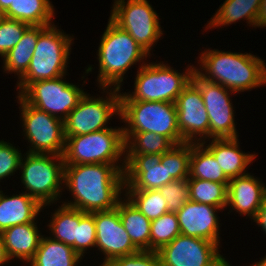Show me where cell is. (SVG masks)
<instances>
[{"label":"cell","mask_w":266,"mask_h":266,"mask_svg":"<svg viewBox=\"0 0 266 266\" xmlns=\"http://www.w3.org/2000/svg\"><path fill=\"white\" fill-rule=\"evenodd\" d=\"M187 180L191 201L226 209L228 183H217L198 178H187Z\"/></svg>","instance_id":"cell-31"},{"label":"cell","mask_w":266,"mask_h":266,"mask_svg":"<svg viewBox=\"0 0 266 266\" xmlns=\"http://www.w3.org/2000/svg\"><path fill=\"white\" fill-rule=\"evenodd\" d=\"M15 98L20 109L21 133L29 143L26 152L63 156L66 141L64 121L27 104L19 95Z\"/></svg>","instance_id":"cell-11"},{"label":"cell","mask_w":266,"mask_h":266,"mask_svg":"<svg viewBox=\"0 0 266 266\" xmlns=\"http://www.w3.org/2000/svg\"><path fill=\"white\" fill-rule=\"evenodd\" d=\"M148 0H114L109 19L131 37L150 56L164 35L159 13Z\"/></svg>","instance_id":"cell-9"},{"label":"cell","mask_w":266,"mask_h":266,"mask_svg":"<svg viewBox=\"0 0 266 266\" xmlns=\"http://www.w3.org/2000/svg\"><path fill=\"white\" fill-rule=\"evenodd\" d=\"M248 266H266V255L264 257H261L259 262L256 261L254 264H250Z\"/></svg>","instance_id":"cell-44"},{"label":"cell","mask_w":266,"mask_h":266,"mask_svg":"<svg viewBox=\"0 0 266 266\" xmlns=\"http://www.w3.org/2000/svg\"><path fill=\"white\" fill-rule=\"evenodd\" d=\"M266 27V0H261V4L256 17V28Z\"/></svg>","instance_id":"cell-41"},{"label":"cell","mask_w":266,"mask_h":266,"mask_svg":"<svg viewBox=\"0 0 266 266\" xmlns=\"http://www.w3.org/2000/svg\"><path fill=\"white\" fill-rule=\"evenodd\" d=\"M125 155L163 154L174 144L152 132H124Z\"/></svg>","instance_id":"cell-30"},{"label":"cell","mask_w":266,"mask_h":266,"mask_svg":"<svg viewBox=\"0 0 266 266\" xmlns=\"http://www.w3.org/2000/svg\"><path fill=\"white\" fill-rule=\"evenodd\" d=\"M261 0H225L205 24L204 31L216 27L229 26L238 21L246 20L247 26L256 29V17Z\"/></svg>","instance_id":"cell-23"},{"label":"cell","mask_w":266,"mask_h":266,"mask_svg":"<svg viewBox=\"0 0 266 266\" xmlns=\"http://www.w3.org/2000/svg\"><path fill=\"white\" fill-rule=\"evenodd\" d=\"M123 132H152L167 137L174 145L183 143L177 109L171 102L120 101Z\"/></svg>","instance_id":"cell-8"},{"label":"cell","mask_w":266,"mask_h":266,"mask_svg":"<svg viewBox=\"0 0 266 266\" xmlns=\"http://www.w3.org/2000/svg\"><path fill=\"white\" fill-rule=\"evenodd\" d=\"M54 5L50 0H14L2 16L30 26H50L54 23Z\"/></svg>","instance_id":"cell-25"},{"label":"cell","mask_w":266,"mask_h":266,"mask_svg":"<svg viewBox=\"0 0 266 266\" xmlns=\"http://www.w3.org/2000/svg\"><path fill=\"white\" fill-rule=\"evenodd\" d=\"M96 53L99 63L96 84L99 88L122 89L126 76L124 74L129 68L137 63L141 67L147 63V58H150L128 32L120 29L110 19L100 38Z\"/></svg>","instance_id":"cell-3"},{"label":"cell","mask_w":266,"mask_h":266,"mask_svg":"<svg viewBox=\"0 0 266 266\" xmlns=\"http://www.w3.org/2000/svg\"><path fill=\"white\" fill-rule=\"evenodd\" d=\"M178 127L183 142L209 139V117L198 86L191 80L175 101Z\"/></svg>","instance_id":"cell-15"},{"label":"cell","mask_w":266,"mask_h":266,"mask_svg":"<svg viewBox=\"0 0 266 266\" xmlns=\"http://www.w3.org/2000/svg\"><path fill=\"white\" fill-rule=\"evenodd\" d=\"M21 192L9 196L0 189V233L15 225L38 221V215L44 212L37 200Z\"/></svg>","instance_id":"cell-22"},{"label":"cell","mask_w":266,"mask_h":266,"mask_svg":"<svg viewBox=\"0 0 266 266\" xmlns=\"http://www.w3.org/2000/svg\"><path fill=\"white\" fill-rule=\"evenodd\" d=\"M125 164L64 165L63 189L72 195L62 204L86 213L116 208L124 196Z\"/></svg>","instance_id":"cell-1"},{"label":"cell","mask_w":266,"mask_h":266,"mask_svg":"<svg viewBox=\"0 0 266 266\" xmlns=\"http://www.w3.org/2000/svg\"><path fill=\"white\" fill-rule=\"evenodd\" d=\"M58 28V29H57ZM74 35L66 34L57 25L48 26L39 36L26 73L17 80L19 95L30 83L59 78L67 74Z\"/></svg>","instance_id":"cell-5"},{"label":"cell","mask_w":266,"mask_h":266,"mask_svg":"<svg viewBox=\"0 0 266 266\" xmlns=\"http://www.w3.org/2000/svg\"><path fill=\"white\" fill-rule=\"evenodd\" d=\"M252 220L256 223V225H258V227H261L260 230L265 232L264 234L266 235V199L258 209L256 216Z\"/></svg>","instance_id":"cell-40"},{"label":"cell","mask_w":266,"mask_h":266,"mask_svg":"<svg viewBox=\"0 0 266 266\" xmlns=\"http://www.w3.org/2000/svg\"><path fill=\"white\" fill-rule=\"evenodd\" d=\"M225 266H232V264H229V262Z\"/></svg>","instance_id":"cell-45"},{"label":"cell","mask_w":266,"mask_h":266,"mask_svg":"<svg viewBox=\"0 0 266 266\" xmlns=\"http://www.w3.org/2000/svg\"><path fill=\"white\" fill-rule=\"evenodd\" d=\"M94 220L96 228L95 248L100 251L101 255H104L103 262L99 266H103L109 260L140 251L125 230L116 208L94 212Z\"/></svg>","instance_id":"cell-17"},{"label":"cell","mask_w":266,"mask_h":266,"mask_svg":"<svg viewBox=\"0 0 266 266\" xmlns=\"http://www.w3.org/2000/svg\"><path fill=\"white\" fill-rule=\"evenodd\" d=\"M165 61L147 62L137 69L134 91L121 92L120 101H149L175 103L179 94L192 80L194 64L181 72Z\"/></svg>","instance_id":"cell-4"},{"label":"cell","mask_w":266,"mask_h":266,"mask_svg":"<svg viewBox=\"0 0 266 266\" xmlns=\"http://www.w3.org/2000/svg\"><path fill=\"white\" fill-rule=\"evenodd\" d=\"M23 153L9 141L0 140V182L6 177L11 178L20 168ZM1 186V185H0Z\"/></svg>","instance_id":"cell-38"},{"label":"cell","mask_w":266,"mask_h":266,"mask_svg":"<svg viewBox=\"0 0 266 266\" xmlns=\"http://www.w3.org/2000/svg\"><path fill=\"white\" fill-rule=\"evenodd\" d=\"M30 27L24 22L2 16L0 18V57L1 59L20 41Z\"/></svg>","instance_id":"cell-36"},{"label":"cell","mask_w":266,"mask_h":266,"mask_svg":"<svg viewBox=\"0 0 266 266\" xmlns=\"http://www.w3.org/2000/svg\"><path fill=\"white\" fill-rule=\"evenodd\" d=\"M265 199L266 185L252 173L230 179L226 206L230 213L236 211L240 216L253 219Z\"/></svg>","instance_id":"cell-19"},{"label":"cell","mask_w":266,"mask_h":266,"mask_svg":"<svg viewBox=\"0 0 266 266\" xmlns=\"http://www.w3.org/2000/svg\"><path fill=\"white\" fill-rule=\"evenodd\" d=\"M19 170L21 186L43 206V210L46 206L53 207L57 201L61 203L64 191L63 156L26 152L22 155Z\"/></svg>","instance_id":"cell-6"},{"label":"cell","mask_w":266,"mask_h":266,"mask_svg":"<svg viewBox=\"0 0 266 266\" xmlns=\"http://www.w3.org/2000/svg\"><path fill=\"white\" fill-rule=\"evenodd\" d=\"M66 76L32 82L19 96L27 104L64 121L86 94L83 87L67 82Z\"/></svg>","instance_id":"cell-12"},{"label":"cell","mask_w":266,"mask_h":266,"mask_svg":"<svg viewBox=\"0 0 266 266\" xmlns=\"http://www.w3.org/2000/svg\"><path fill=\"white\" fill-rule=\"evenodd\" d=\"M191 151V142L173 145L167 151L168 176H171L174 180L189 177Z\"/></svg>","instance_id":"cell-34"},{"label":"cell","mask_w":266,"mask_h":266,"mask_svg":"<svg viewBox=\"0 0 266 266\" xmlns=\"http://www.w3.org/2000/svg\"><path fill=\"white\" fill-rule=\"evenodd\" d=\"M65 138L64 165L126 164L123 125Z\"/></svg>","instance_id":"cell-7"},{"label":"cell","mask_w":266,"mask_h":266,"mask_svg":"<svg viewBox=\"0 0 266 266\" xmlns=\"http://www.w3.org/2000/svg\"><path fill=\"white\" fill-rule=\"evenodd\" d=\"M192 81L198 86L209 117V139L239 137L235 122V106L232 95H237L224 86L206 81L196 72Z\"/></svg>","instance_id":"cell-13"},{"label":"cell","mask_w":266,"mask_h":266,"mask_svg":"<svg viewBox=\"0 0 266 266\" xmlns=\"http://www.w3.org/2000/svg\"><path fill=\"white\" fill-rule=\"evenodd\" d=\"M195 72L232 92L240 93L266 86L265 60L252 53L204 49L197 57Z\"/></svg>","instance_id":"cell-2"},{"label":"cell","mask_w":266,"mask_h":266,"mask_svg":"<svg viewBox=\"0 0 266 266\" xmlns=\"http://www.w3.org/2000/svg\"><path fill=\"white\" fill-rule=\"evenodd\" d=\"M222 208L189 200L176 212L181 234L198 237L220 244V221L218 212Z\"/></svg>","instance_id":"cell-18"},{"label":"cell","mask_w":266,"mask_h":266,"mask_svg":"<svg viewBox=\"0 0 266 266\" xmlns=\"http://www.w3.org/2000/svg\"><path fill=\"white\" fill-rule=\"evenodd\" d=\"M96 228L94 212L86 213L79 210V226H77V240H75V252L83 259L89 249H95Z\"/></svg>","instance_id":"cell-35"},{"label":"cell","mask_w":266,"mask_h":266,"mask_svg":"<svg viewBox=\"0 0 266 266\" xmlns=\"http://www.w3.org/2000/svg\"><path fill=\"white\" fill-rule=\"evenodd\" d=\"M103 266H161L158 251L140 250L135 254L109 260Z\"/></svg>","instance_id":"cell-39"},{"label":"cell","mask_w":266,"mask_h":266,"mask_svg":"<svg viewBox=\"0 0 266 266\" xmlns=\"http://www.w3.org/2000/svg\"><path fill=\"white\" fill-rule=\"evenodd\" d=\"M10 259L7 256L5 246L3 244L2 238L0 237V266H4L9 263Z\"/></svg>","instance_id":"cell-42"},{"label":"cell","mask_w":266,"mask_h":266,"mask_svg":"<svg viewBox=\"0 0 266 266\" xmlns=\"http://www.w3.org/2000/svg\"><path fill=\"white\" fill-rule=\"evenodd\" d=\"M38 221L12 226L0 233L8 258L27 264L38 249L42 234Z\"/></svg>","instance_id":"cell-21"},{"label":"cell","mask_w":266,"mask_h":266,"mask_svg":"<svg viewBox=\"0 0 266 266\" xmlns=\"http://www.w3.org/2000/svg\"><path fill=\"white\" fill-rule=\"evenodd\" d=\"M158 190L167 202L170 212H178L190 200V187L187 178L175 179Z\"/></svg>","instance_id":"cell-37"},{"label":"cell","mask_w":266,"mask_h":266,"mask_svg":"<svg viewBox=\"0 0 266 266\" xmlns=\"http://www.w3.org/2000/svg\"><path fill=\"white\" fill-rule=\"evenodd\" d=\"M124 190H154L174 179L168 176L167 152L125 155Z\"/></svg>","instance_id":"cell-16"},{"label":"cell","mask_w":266,"mask_h":266,"mask_svg":"<svg viewBox=\"0 0 266 266\" xmlns=\"http://www.w3.org/2000/svg\"><path fill=\"white\" fill-rule=\"evenodd\" d=\"M201 144L214 156L229 179L248 173V166L254 162V159L256 160L258 155L254 151L253 153L243 152L240 149L238 137L208 139L201 142Z\"/></svg>","instance_id":"cell-20"},{"label":"cell","mask_w":266,"mask_h":266,"mask_svg":"<svg viewBox=\"0 0 266 266\" xmlns=\"http://www.w3.org/2000/svg\"><path fill=\"white\" fill-rule=\"evenodd\" d=\"M51 216L47 227L50 237L71 246L75 251L77 240V226H79V209L61 204L50 212Z\"/></svg>","instance_id":"cell-28"},{"label":"cell","mask_w":266,"mask_h":266,"mask_svg":"<svg viewBox=\"0 0 266 266\" xmlns=\"http://www.w3.org/2000/svg\"><path fill=\"white\" fill-rule=\"evenodd\" d=\"M120 220L139 250H150L151 221L124 196L116 206Z\"/></svg>","instance_id":"cell-26"},{"label":"cell","mask_w":266,"mask_h":266,"mask_svg":"<svg viewBox=\"0 0 266 266\" xmlns=\"http://www.w3.org/2000/svg\"><path fill=\"white\" fill-rule=\"evenodd\" d=\"M217 183H229L214 156L201 144L192 143L189 177Z\"/></svg>","instance_id":"cell-29"},{"label":"cell","mask_w":266,"mask_h":266,"mask_svg":"<svg viewBox=\"0 0 266 266\" xmlns=\"http://www.w3.org/2000/svg\"><path fill=\"white\" fill-rule=\"evenodd\" d=\"M48 26H30L20 41L2 59L3 73L15 74L19 80L27 71L38 41V36Z\"/></svg>","instance_id":"cell-24"},{"label":"cell","mask_w":266,"mask_h":266,"mask_svg":"<svg viewBox=\"0 0 266 266\" xmlns=\"http://www.w3.org/2000/svg\"><path fill=\"white\" fill-rule=\"evenodd\" d=\"M220 247L209 240L179 234L159 251L161 266H225Z\"/></svg>","instance_id":"cell-14"},{"label":"cell","mask_w":266,"mask_h":266,"mask_svg":"<svg viewBox=\"0 0 266 266\" xmlns=\"http://www.w3.org/2000/svg\"><path fill=\"white\" fill-rule=\"evenodd\" d=\"M83 260L71 246L42 235L29 266H79Z\"/></svg>","instance_id":"cell-27"},{"label":"cell","mask_w":266,"mask_h":266,"mask_svg":"<svg viewBox=\"0 0 266 266\" xmlns=\"http://www.w3.org/2000/svg\"><path fill=\"white\" fill-rule=\"evenodd\" d=\"M179 234L180 228L177 215L167 212L151 221L150 251H159L163 246L173 241Z\"/></svg>","instance_id":"cell-33"},{"label":"cell","mask_w":266,"mask_h":266,"mask_svg":"<svg viewBox=\"0 0 266 266\" xmlns=\"http://www.w3.org/2000/svg\"><path fill=\"white\" fill-rule=\"evenodd\" d=\"M13 3L14 0H0V13L3 14Z\"/></svg>","instance_id":"cell-43"},{"label":"cell","mask_w":266,"mask_h":266,"mask_svg":"<svg viewBox=\"0 0 266 266\" xmlns=\"http://www.w3.org/2000/svg\"><path fill=\"white\" fill-rule=\"evenodd\" d=\"M124 191V196L150 221L169 212L167 202L158 189Z\"/></svg>","instance_id":"cell-32"},{"label":"cell","mask_w":266,"mask_h":266,"mask_svg":"<svg viewBox=\"0 0 266 266\" xmlns=\"http://www.w3.org/2000/svg\"><path fill=\"white\" fill-rule=\"evenodd\" d=\"M99 89L102 96L86 92L78 105L69 113L64 120L65 136L84 135L107 129L111 127L108 126V122L112 121L113 117L120 118V89L104 87Z\"/></svg>","instance_id":"cell-10"}]
</instances>
